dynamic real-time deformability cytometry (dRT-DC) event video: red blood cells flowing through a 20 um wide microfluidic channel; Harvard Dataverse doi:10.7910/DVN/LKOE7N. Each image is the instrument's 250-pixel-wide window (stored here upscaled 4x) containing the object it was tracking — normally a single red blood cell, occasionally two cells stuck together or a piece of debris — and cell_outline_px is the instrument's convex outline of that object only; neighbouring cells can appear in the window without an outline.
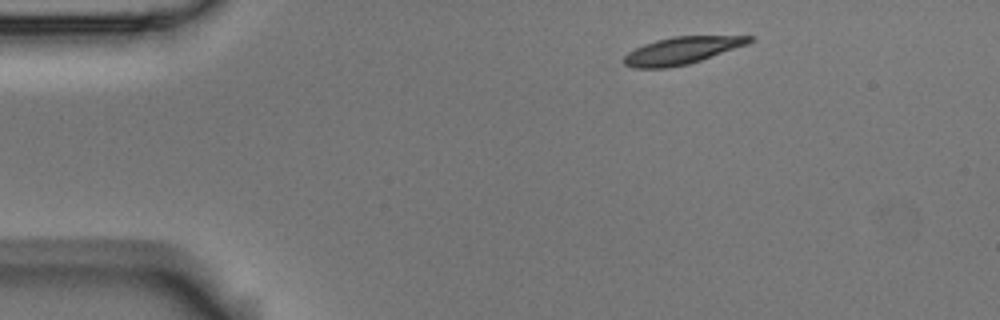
{"species": "Egyptian fruit bat (a non-hibernating species)", "species_latin": "Rousettus aegyptiacus", "temperature_condition": "room temperature", "stored_images_in_passage": 3, "camera_frame_rate_fps": 3000, "um_per_image_px": 0.085, "animal": {"sex": "male"}, "frame": {"image": 1, "passage_image": 1, "time_ms": 0.0, "image_size_px": [1000, 320], "cell_outline_px": [[756, 40], [748, 44], [688, 64], [668, 68], [632, 68], [624, 64], [624, 56], [628, 52], [644, 44], [656, 40], [672, 36], [756, 36]], "centroid_in_image_um": [57.97, 4.29], "position_along_channel_um": 27.0, "area_um2": 19.88}}